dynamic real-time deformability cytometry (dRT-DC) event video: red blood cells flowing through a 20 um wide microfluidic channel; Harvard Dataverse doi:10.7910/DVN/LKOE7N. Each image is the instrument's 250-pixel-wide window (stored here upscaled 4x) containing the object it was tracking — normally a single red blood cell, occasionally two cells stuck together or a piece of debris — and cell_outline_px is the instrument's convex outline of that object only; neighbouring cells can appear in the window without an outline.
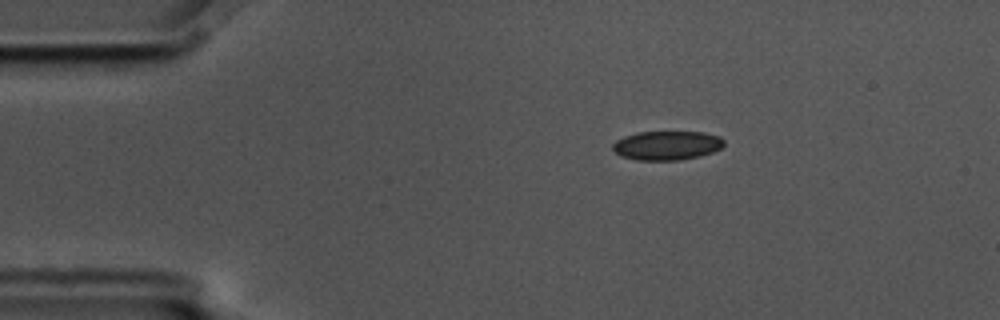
{"species": "common noctule bat (a hibernating species)", "species_latin": "Nyctalus noctula", "temperature_condition": "cold", "stored_images_in_passage": 6, "camera_frame_rate_fps": 3000, "um_per_image_px": 0.085, "animal": {"sex": "male", "body_mass_g": 17.5, "forearm_length_mm": 52.3}, "frame": {"image": 1, "passage_image": 1, "time_ms": 0.0, "image_size_px": [1000, 320], "cell_outline_px": [[724, 144], [720, 148], [712, 152], [700, 156], [680, 160], [636, 160], [620, 156], [612, 148], [612, 144], [616, 140], [624, 136], [636, 132], [704, 132], [720, 136], [724, 140]], "centroid_in_image_um": [56.67, 12.36], "position_along_channel_um": 28.3, "area_um2": 18.96}}
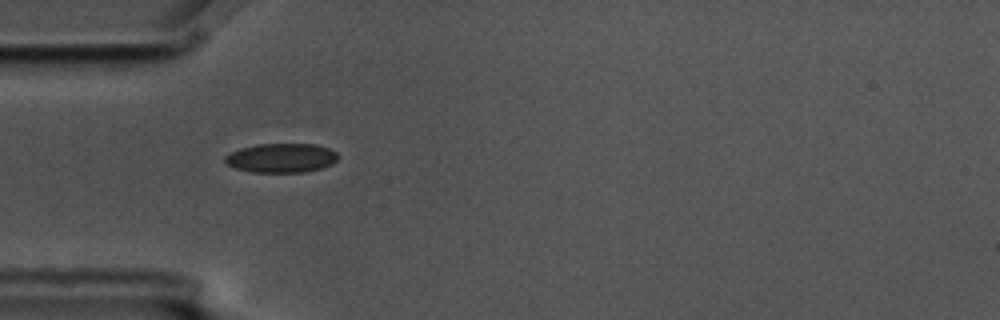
{"frame": {"image": 2, "passage_image": 3, "time_ms": 0.667, "image_size_px": [1000, 320], "cell_outline_px": [[340, 156], [332, 164], [320, 168], [304, 172], [252, 172], [236, 168], [228, 164], [224, 160], [224, 156], [240, 148], [256, 144], [316, 144], [328, 148], [336, 152]], "centroid_in_image_um": [23.92, 13.42], "position_along_channel_um": 61.1, "area_um2": 19.19}}
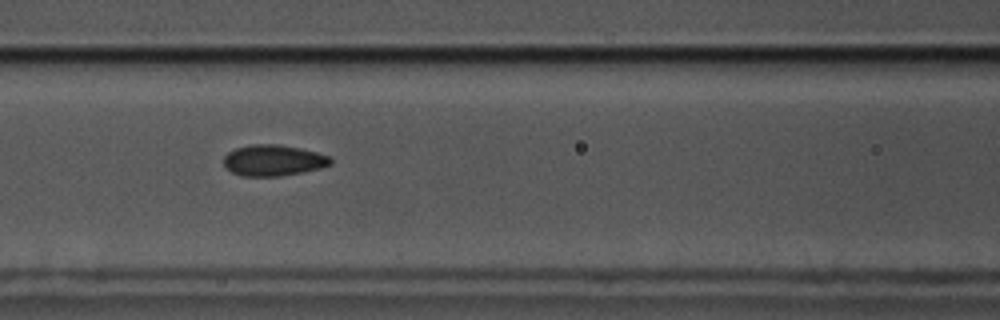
{"frame": {"image": 3, "passage_image": 5, "time_ms": 1.333, "image_size_px": [1000, 320], "cell_outline_px": [[332, 164], [320, 168], [280, 176], [240, 176], [232, 172], [224, 164], [224, 156], [228, 152], [236, 148], [252, 144], [276, 144], [300, 148], [316, 152], [328, 156], [332, 160]], "centroid_in_image_um": [23.22, 13.63], "position_along_channel_um": 143.4, "area_um2": 19.19}}